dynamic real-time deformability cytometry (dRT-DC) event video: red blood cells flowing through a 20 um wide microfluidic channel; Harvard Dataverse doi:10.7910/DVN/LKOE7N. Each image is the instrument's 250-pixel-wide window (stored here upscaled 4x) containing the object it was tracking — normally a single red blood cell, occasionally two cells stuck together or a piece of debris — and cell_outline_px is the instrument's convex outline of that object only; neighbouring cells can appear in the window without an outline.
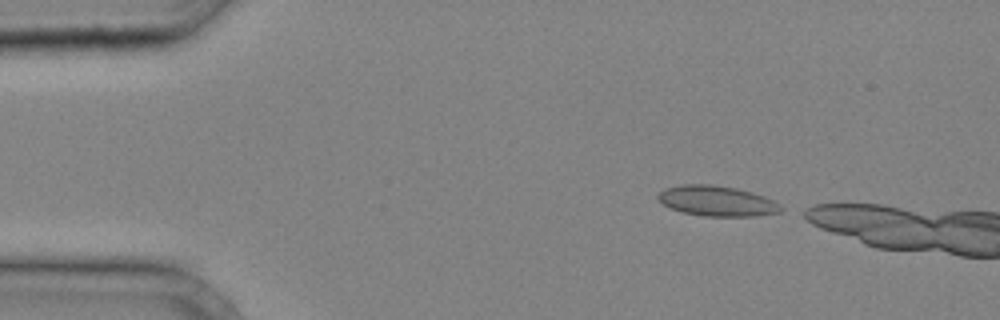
{"species": "common noctule bat (a hibernating species)", "species_latin": "Nyctalus noctula", "temperature_condition": "cold", "stored_images_in_passage": 29, "camera_frame_rate_fps": 3000, "um_per_image_px": 0.085, "animal": {"sex": "male", "body_mass_g": 20.4}, "frame": {"image": 1, "passage_image": 1, "time_ms": 0.0, "image_size_px": [1000, 320], "cell_outline_px": [[788, 208], [780, 212], [756, 216], [704, 216], [684, 212], [672, 208], [664, 204], [656, 196], [664, 188], [680, 184], [712, 184], [736, 188], [752, 192], [764, 196]], "centroid_in_image_um": [60.98, 17.07], "position_along_channel_um": 24.0, "area_um2": 21.79}}